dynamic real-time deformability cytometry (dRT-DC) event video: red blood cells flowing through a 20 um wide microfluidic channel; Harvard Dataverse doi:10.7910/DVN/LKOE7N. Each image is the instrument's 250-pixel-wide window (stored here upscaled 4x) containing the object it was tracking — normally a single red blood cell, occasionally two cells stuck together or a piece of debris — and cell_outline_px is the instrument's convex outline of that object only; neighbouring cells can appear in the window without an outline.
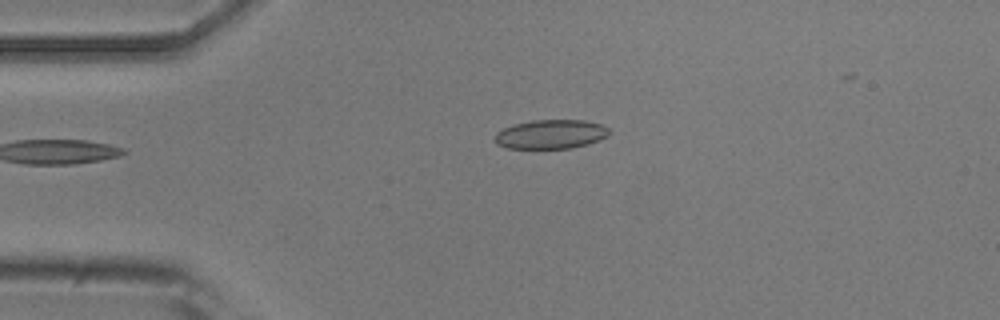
{"species": "common noctule bat (a hibernating species)", "species_latin": "Nyctalus noctula", "temperature_condition": "room temperature", "stored_images_in_passage": 38, "camera_frame_rate_fps": 3000, "um_per_image_px": 0.085, "animal": {"sex": "male", "body_mass_g": 20.5, "forearm_length_mm": 52.5}, "frame": {"image": 1, "passage_image": 1, "time_ms": 0.0, "image_size_px": [1000, 320], "cell_outline_px": [[612, 132], [608, 136], [588, 144], [572, 148], [508, 148], [496, 144], [496, 132], [512, 124], [532, 120], [584, 120], [600, 124], [608, 128]], "centroid_in_image_um": [46.84, 11.4], "position_along_channel_um": 38.2, "area_um2": 19.42}}
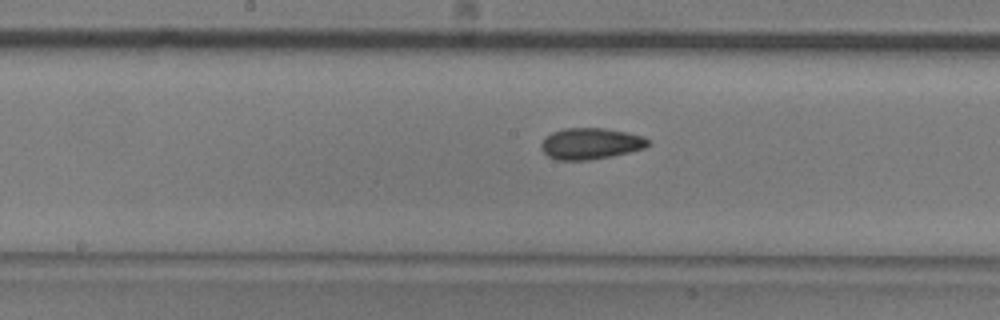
{"frame": {"image": 2, "passage_image": 16, "time_ms": 5.0, "image_size_px": [1000, 320], "cell_outline_px": [[652, 144], [644, 148], [612, 156], [588, 160], [556, 160], [548, 156], [540, 148], [540, 144], [552, 132], [564, 128], [604, 128], [644, 136]], "centroid_in_image_um": [50.2, 12.21], "position_along_channel_um": 198.0, "area_um2": 19.42}}
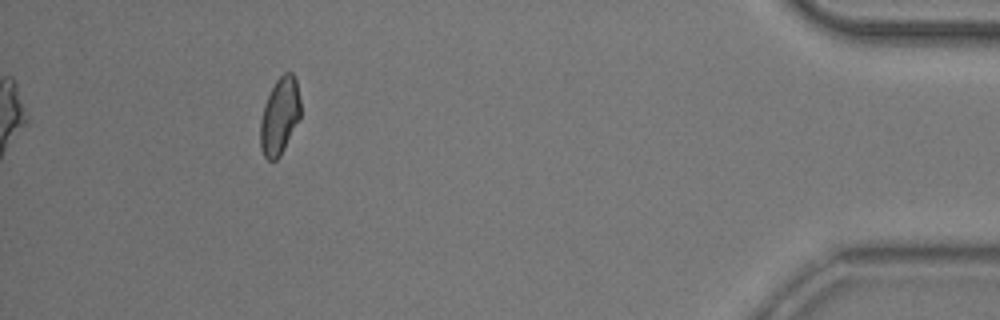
{"frame": {"image": 3, "passage_image": 38, "time_ms": 12.333, "image_size_px": [1000, 320], "cell_outline_px": [[300, 116], [280, 156], [276, 160], [268, 160], [264, 156], [260, 148], [260, 120], [264, 104], [276, 80], [284, 72], [292, 72], [296, 80], [300, 100]], "centroid_in_image_um": [23.75, 9.86], "position_along_channel_um": 411.4, "area_um2": 17.86}, "authors_computed_cell_mechanics": {"area_um2": 18.9006, "velocity_mm_per_s": 3.7383, "shape_relaxation_time_tau1_ms": 7.8084, "shape_relaxation_time_tau2_ms": 3.2598, "deformation_change_tau1": 0.1319, "deformation_change_tau2": 0.0853}}